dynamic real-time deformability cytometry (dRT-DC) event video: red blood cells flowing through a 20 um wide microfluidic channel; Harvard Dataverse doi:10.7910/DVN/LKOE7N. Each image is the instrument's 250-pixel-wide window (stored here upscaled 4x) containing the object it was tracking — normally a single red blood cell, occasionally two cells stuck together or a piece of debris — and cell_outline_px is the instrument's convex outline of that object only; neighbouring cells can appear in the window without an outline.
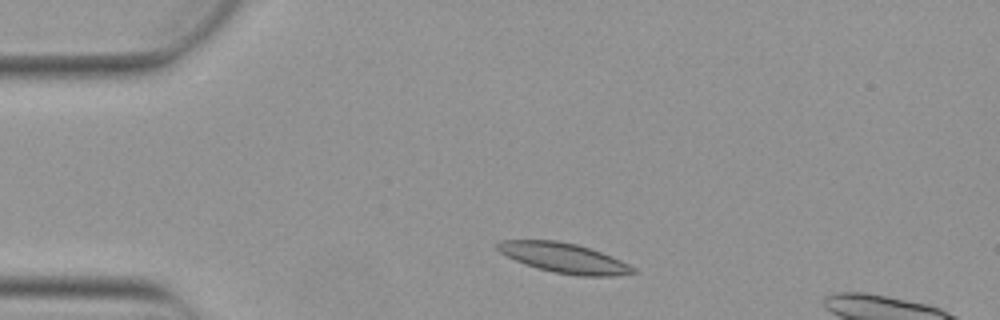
{"species": "Egyptian fruit bat (a non-hibernating species)", "species_latin": "Rousettus aegyptiacus", "temperature_condition": "warm", "stored_images_in_passage": 4, "camera_frame_rate_fps": 3000, "um_per_image_px": 0.085, "animal": {"sex": "female"}, "frame": {"image": 1, "passage_image": 4, "time_ms": 1.0, "image_size_px": [1000, 320], "cell_outline_px": [[640, 272], [616, 276], [580, 276], [556, 272], [524, 264], [500, 252], [496, 248], [496, 244], [500, 240], [556, 240], [576, 244], [600, 252], [620, 260], [636, 268]], "centroid_in_image_um": [47.96, 21.93], "position_along_channel_um": 37.0, "area_um2": 23.35}}